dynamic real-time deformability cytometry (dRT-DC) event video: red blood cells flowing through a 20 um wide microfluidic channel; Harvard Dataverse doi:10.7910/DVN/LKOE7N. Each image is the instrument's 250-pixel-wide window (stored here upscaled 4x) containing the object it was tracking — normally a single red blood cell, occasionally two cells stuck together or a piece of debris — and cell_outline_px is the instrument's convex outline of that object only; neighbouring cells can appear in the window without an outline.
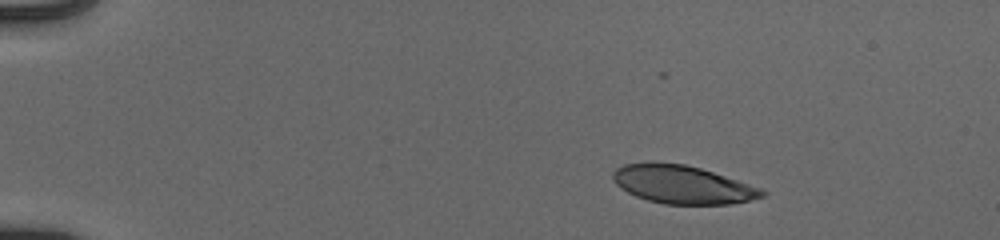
{"species": "human", "species_latin": "Homo sapiens", "temperature_condition": "cold", "stored_images_in_passage": 46, "camera_frame_rate_fps": 3000, "um_per_image_px": 0.085, "donor": {"sex": "male"}, "frame": {"image": 1, "passage_image": 1, "time_ms": 0.0, "image_size_px": [1000, 240], "cell_outline_px": [[768, 192], [764, 196], [748, 200], [728, 204], [664, 204], [648, 200], [636, 196], [628, 192], [616, 184], [612, 176], [612, 172], [616, 168], [624, 164], [684, 164], [700, 168], [760, 188]], "centroid_in_image_um": [58.01, 15.71], "position_along_channel_um": 27.0, "area_um2": 32.31}}
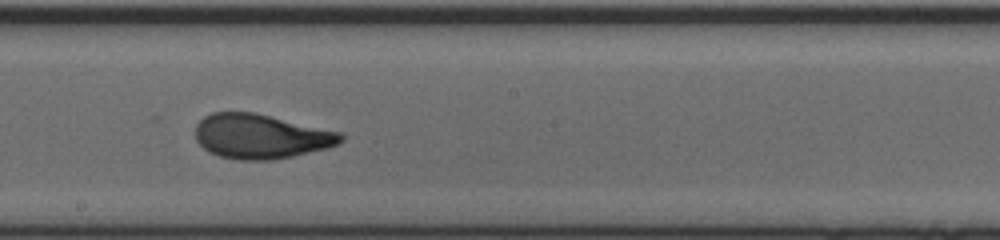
{"frame": {"image": 2, "passage_image": 24, "time_ms": 7.667, "image_size_px": [1000, 240], "cell_outline_px": [[344, 140], [328, 148], [292, 156], [272, 160], [236, 160], [220, 156], [208, 152], [196, 140], [196, 124], [204, 116], [212, 112], [256, 112], [344, 132]], "centroid_in_image_um": [22.2, 11.58], "position_along_channel_um": 226.0, "area_um2": 38.21}}
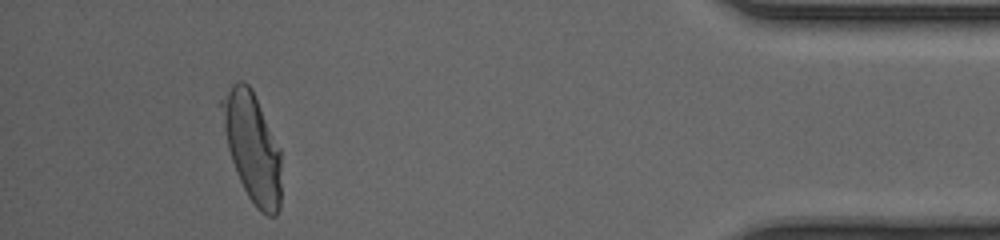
{"frame": {"image": 3, "passage_image": 42, "time_ms": 13.667, "image_size_px": [1000, 240], "cell_outline_px": [[280, 208], [276, 216], [268, 216], [260, 212], [256, 208], [248, 196], [236, 172], [228, 148], [216, 104], [232, 84], [236, 80], [244, 80], [252, 88], [280, 148]], "centroid_in_image_um": [21.4, 12.46], "position_along_channel_um": 413.8, "area_um2": 38.26}, "authors_computed_cell_mechanics": {"area_um2": 37.6856, "velocity_mm_per_s": 3.9536, "shape_relaxation_time_tau1_ms": 3.9613, "shape_relaxation_time_tau2_ms": 0.7841, "deformation_change_tau1": 0.1918, "deformation_change_tau2": 0.0773}}